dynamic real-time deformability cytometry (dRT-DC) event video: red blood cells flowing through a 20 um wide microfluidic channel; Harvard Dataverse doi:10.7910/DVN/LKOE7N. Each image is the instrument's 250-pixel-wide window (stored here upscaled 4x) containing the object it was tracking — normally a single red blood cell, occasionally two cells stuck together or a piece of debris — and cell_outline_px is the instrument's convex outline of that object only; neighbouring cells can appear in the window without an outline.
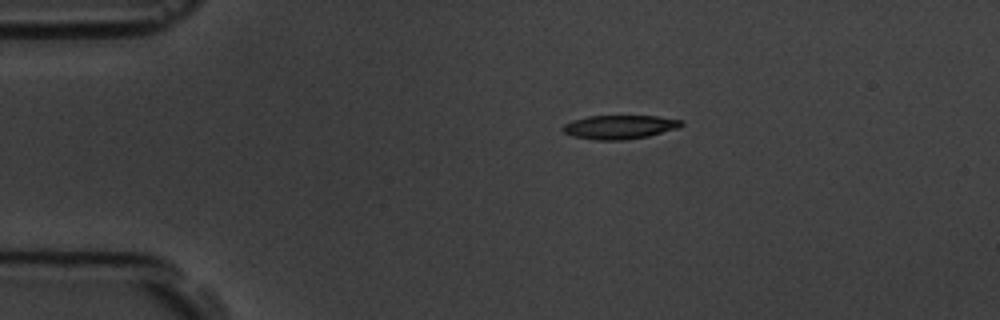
{"species": "common noctule bat (a hibernating species)", "species_latin": "Nyctalus noctula", "temperature_condition": "room temperature", "stored_images_in_passage": 9, "camera_frame_rate_fps": 3000, "um_per_image_px": 0.085, "animal": {"sex": "male", "body_mass_g": 19.5, "forearm_length_mm": 54.6}, "frame": {"image": 1, "passage_image": 1, "time_ms": 0.0, "image_size_px": [1000, 320], "cell_outline_px": [[684, 124], [676, 128], [648, 136], [624, 140], [596, 140], [572, 136], [564, 132], [560, 128], [564, 124], [572, 120], [588, 116], [656, 116], [680, 120]], "centroid_in_image_um": [52.6, 10.8], "position_along_channel_um": 32.4, "area_um2": 16.36}}
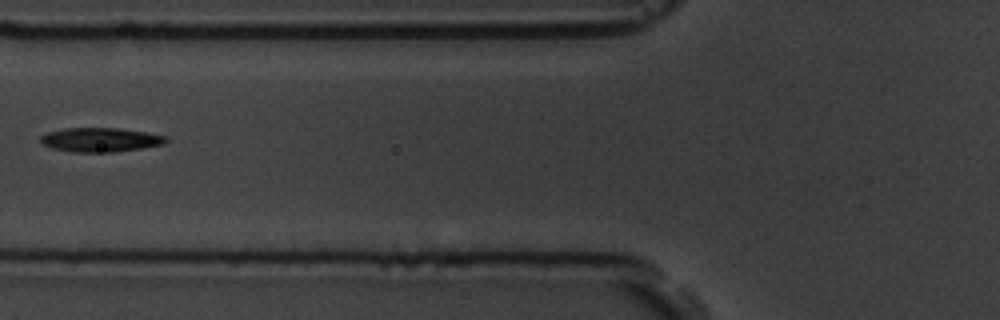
{"frame": {"image": 2, "passage_image": 4, "time_ms": 3.667, "image_size_px": [1000, 320], "cell_outline_px": [[168, 140], [164, 144], [140, 148], [112, 152], [72, 152], [52, 148], [40, 144], [40, 136], [48, 132], [64, 128], [116, 128], [144, 132], [164, 136]], "centroid_in_image_um": [8.46, 11.88], "position_along_channel_um": 117.3, "area_um2": 17.51}}
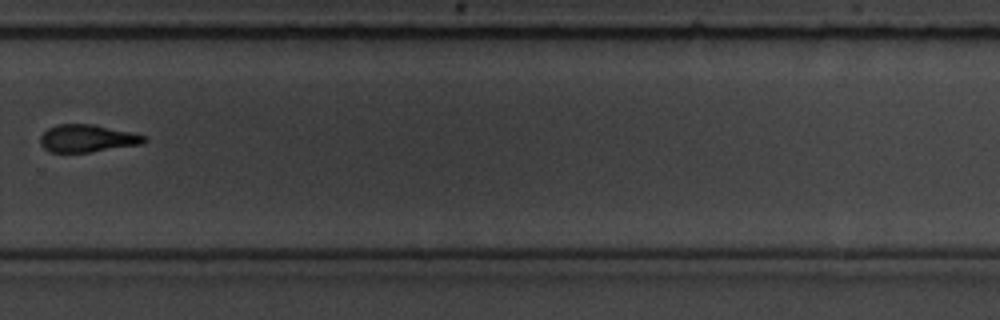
{"frame": {"image": 3, "passage_image": 9, "time_ms": 9.333, "image_size_px": [1000, 320], "cell_outline_px": [[148, 140], [140, 144], [88, 152], [52, 152], [44, 148], [40, 144], [40, 136], [48, 128], [56, 124], [92, 124], [132, 132], [144, 136]], "centroid_in_image_um": [7.38, 11.75], "position_along_channel_um": 322.4, "area_um2": 16.47}}